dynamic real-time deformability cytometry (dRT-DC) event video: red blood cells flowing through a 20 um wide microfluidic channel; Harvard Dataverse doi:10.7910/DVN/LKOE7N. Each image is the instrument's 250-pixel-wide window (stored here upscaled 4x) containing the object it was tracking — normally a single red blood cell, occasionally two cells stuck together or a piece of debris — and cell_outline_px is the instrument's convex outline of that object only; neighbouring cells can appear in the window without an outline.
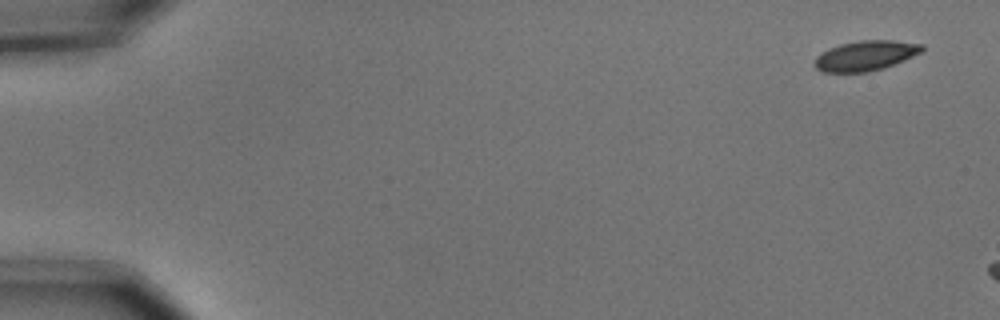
{"species": "common noctule bat (a hibernating species)", "species_latin": "Nyctalus noctula", "temperature_condition": "cold", "stored_images_in_passage": 3, "camera_frame_rate_fps": 3000, "um_per_image_px": 0.085, "animal": {"sex": "male", "body_mass_g": 15.6}, "frame": {"image": 1, "passage_image": 1, "time_ms": 0.0, "image_size_px": [1000, 320], "cell_outline_px": [[924, 48], [920, 52], [904, 60], [884, 68], [864, 72], [824, 72], [816, 68], [812, 64], [816, 56], [820, 52], [828, 48], [840, 44], [860, 40], [892, 40], [924, 44]], "centroid_in_image_um": [73.53, 4.72], "position_along_channel_um": 11.5, "area_um2": 18.84}}